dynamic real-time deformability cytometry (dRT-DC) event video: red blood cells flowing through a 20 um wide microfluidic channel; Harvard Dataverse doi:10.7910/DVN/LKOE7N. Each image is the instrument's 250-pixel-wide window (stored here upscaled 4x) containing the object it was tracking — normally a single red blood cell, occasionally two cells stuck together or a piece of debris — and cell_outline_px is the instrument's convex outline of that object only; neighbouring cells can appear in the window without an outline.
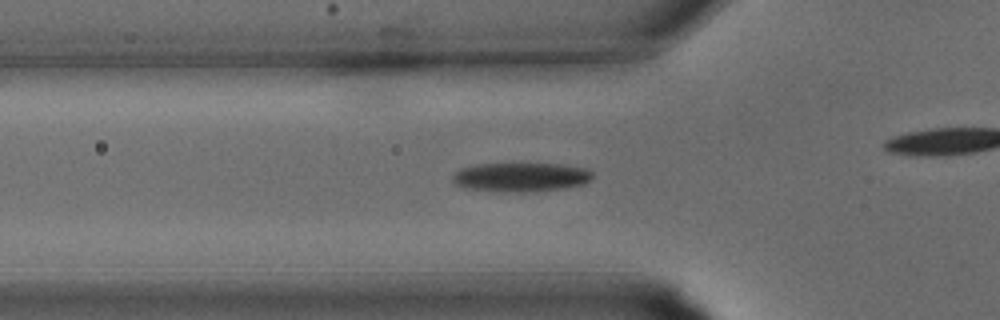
{"species": "common noctule bat (a hibernating species)", "species_latin": "Nyctalus noctula", "temperature_condition": "warm", "stored_images_in_passage": 26, "camera_frame_rate_fps": 3000, "um_per_image_px": 0.085, "animal": {"sex": "male", "body_mass_g": 15.6}, "frame": {"image": 1, "passage_image": 10, "time_ms": 3.0, "image_size_px": [1000, 320], "cell_outline_px": [[592, 176], [584, 184], [564, 188], [536, 192], [508, 192], [468, 188], [456, 184], [452, 180], [452, 176], [460, 168], [476, 164], [508, 160], [560, 164], [584, 168], [592, 172]], "centroid_in_image_um": [44.24, 15.0], "position_along_channel_um": 81.6, "area_um2": 24.8}}
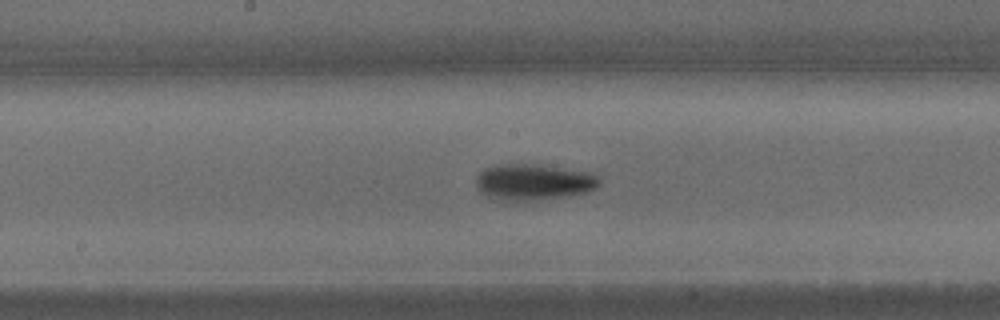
{"frame": {"image": 2, "passage_image": 16, "time_ms": 5.0, "image_size_px": [1000, 320], "cell_outline_px": [[600, 184], [596, 188], [572, 196], [520, 204], [488, 196], [480, 192], [476, 184], [476, 176], [484, 168], [496, 164], [540, 164], [592, 172], [600, 176]], "centroid_in_image_um": [45.38, 15.5], "position_along_channel_um": 202.8, "area_um2": 27.05}}
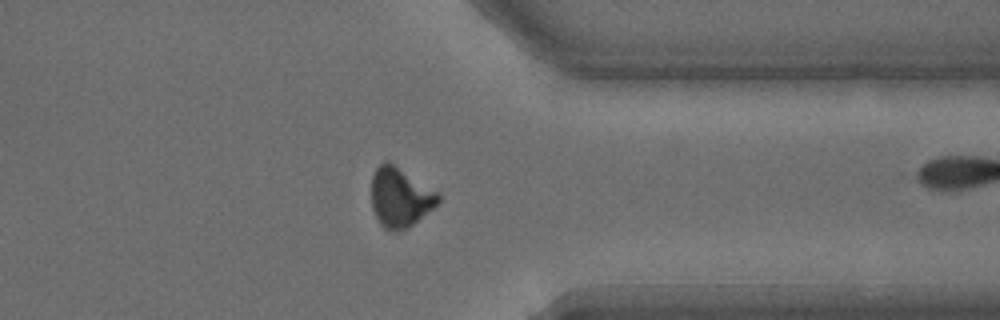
{"frame": {"image": 3, "passage_image": 25, "time_ms": 8.0, "image_size_px": [1000, 320], "cell_outline_px": [[440, 200], [432, 208], [408, 228], [400, 232], [392, 232], [384, 228], [380, 224], [372, 208], [372, 176], [376, 168], [384, 160], [388, 160], [436, 192], [440, 196]], "centroid_in_image_um": [33.97, 16.79], "position_along_channel_um": 377.4, "area_um2": 22.89}}